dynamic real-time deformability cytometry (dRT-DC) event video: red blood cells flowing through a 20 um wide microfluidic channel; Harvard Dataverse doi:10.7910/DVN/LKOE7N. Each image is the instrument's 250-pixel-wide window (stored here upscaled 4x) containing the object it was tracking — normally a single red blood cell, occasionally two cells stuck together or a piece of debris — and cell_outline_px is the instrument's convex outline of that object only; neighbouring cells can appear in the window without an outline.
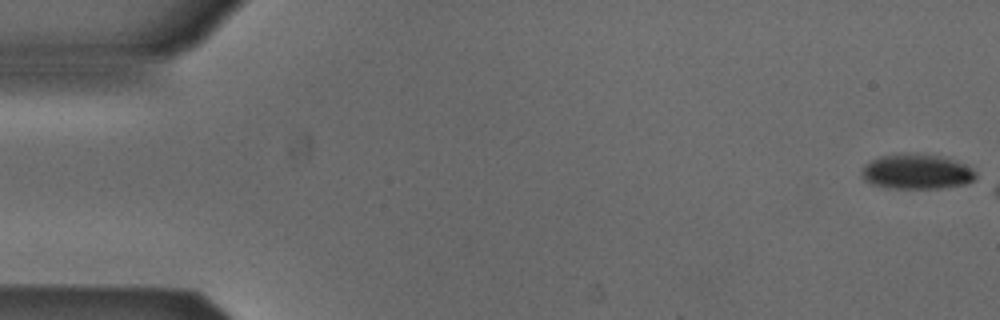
{"species": "Egyptian fruit bat (a non-hibernating species)", "species_latin": "Rousettus aegyptiacus", "temperature_condition": "cold", "stored_images_in_passage": 11, "camera_frame_rate_fps": 3000, "um_per_image_px": 0.085, "animal": {"sex": "male"}, "frame": {"image": 1, "passage_image": 1, "time_ms": 0.0, "image_size_px": [1000, 320], "cell_outline_px": [[976, 180], [968, 184], [940, 188], [884, 188], [872, 184], [864, 180], [860, 176], [860, 172], [864, 164], [880, 156], [940, 156], [956, 160], [972, 168], [976, 172]], "centroid_in_image_um": [77.93, 14.65], "position_along_channel_um": 7.1, "area_um2": 22.89}}